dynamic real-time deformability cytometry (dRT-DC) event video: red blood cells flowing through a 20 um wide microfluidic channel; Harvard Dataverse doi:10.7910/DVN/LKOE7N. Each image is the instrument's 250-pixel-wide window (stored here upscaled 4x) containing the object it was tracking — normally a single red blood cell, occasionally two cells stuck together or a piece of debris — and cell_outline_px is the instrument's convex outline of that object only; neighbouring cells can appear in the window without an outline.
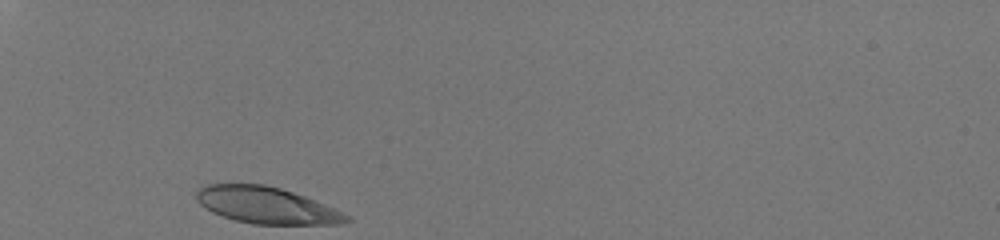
{"species": "human", "species_latin": "Homo sapiens", "temperature_condition": "room temperature", "stored_images_in_passage": 9, "camera_frame_rate_fps": 3000, "um_per_image_px": 0.085, "donor": {"sex": "male"}, "frame": {"image": 1, "passage_image": 1, "time_ms": 0.0, "image_size_px": [1000, 240], "cell_outline_px": [[352, 220], [344, 224], [252, 224], [236, 220], [212, 212], [200, 204], [196, 200], [196, 188], [204, 184], [264, 184], [280, 188], [304, 196], [344, 212], [352, 216]], "centroid_in_image_um": [22.66, 17.45], "position_along_channel_um": 62.3, "area_um2": 32.08}}
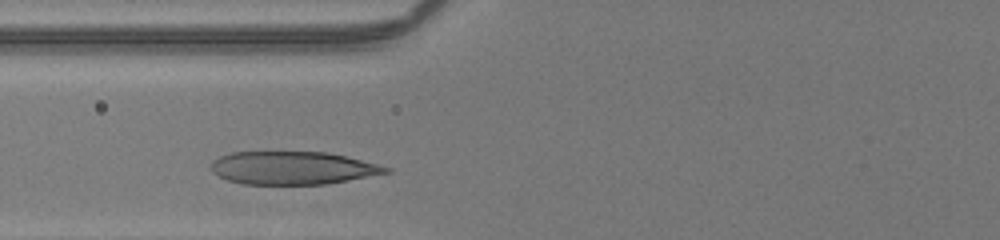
{"frame": {"image": 2, "passage_image": 6, "time_ms": 1.667, "image_size_px": [1000, 240], "cell_outline_px": [[392, 172], [328, 184], [244, 184], [228, 180], [212, 172], [212, 160], [228, 152], [328, 152], [392, 168]], "centroid_in_image_um": [24.88, 14.28], "position_along_channel_um": 100.9, "area_um2": 33.52}}
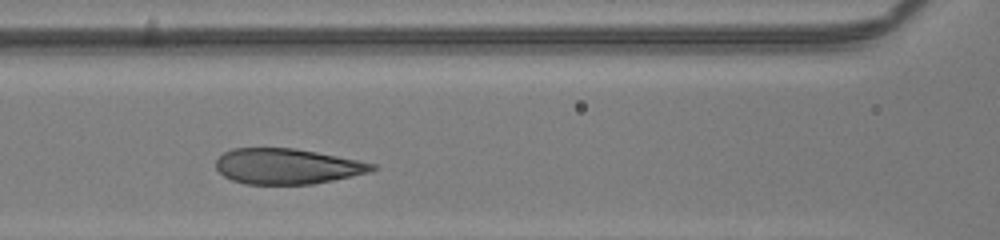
{"frame": {"image": 3, "passage_image": 9, "time_ms": 2.667, "image_size_px": [1000, 240], "cell_outline_px": [[376, 168], [372, 172], [312, 184], [244, 184], [232, 180], [224, 176], [216, 168], [216, 160], [224, 152], [232, 148], [292, 148], [316, 152], [376, 164]], "centroid_in_image_um": [24.38, 14.14], "position_along_channel_um": 142.2, "area_um2": 32.14}}